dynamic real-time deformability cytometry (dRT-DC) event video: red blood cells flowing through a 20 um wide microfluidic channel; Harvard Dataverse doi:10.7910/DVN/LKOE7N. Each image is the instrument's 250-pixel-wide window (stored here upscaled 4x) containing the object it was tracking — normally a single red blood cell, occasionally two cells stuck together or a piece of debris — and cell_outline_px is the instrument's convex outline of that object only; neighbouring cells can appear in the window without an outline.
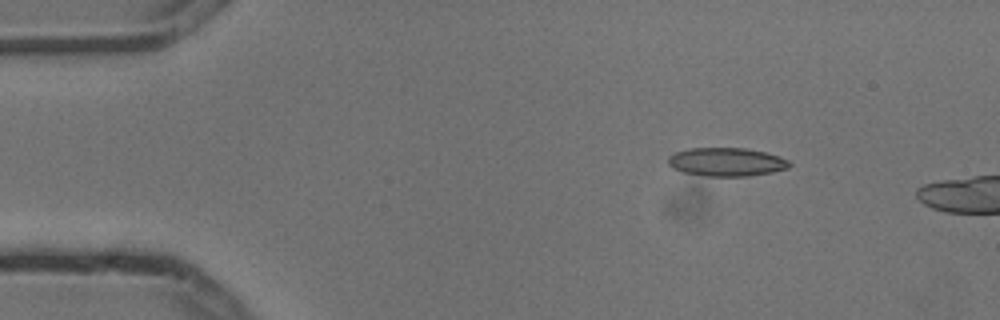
{"species": "common noctule bat (a hibernating species)", "species_latin": "Nyctalus noctula", "temperature_condition": "cold", "stored_images_in_passage": 3, "camera_frame_rate_fps": 3000, "um_per_image_px": 0.085, "animal": {"sex": "male", "body_mass_g": 13.3}, "frame": {"image": 1, "passage_image": 1, "time_ms": 0.0, "image_size_px": [1000, 320], "cell_outline_px": [[792, 164], [788, 168], [772, 172], [748, 176], [704, 176], [684, 172], [668, 164], [668, 156], [676, 152], [688, 148], [744, 148], [764, 152], [788, 160]], "centroid_in_image_um": [61.74, 13.76], "position_along_channel_um": 23.3, "area_um2": 19.94}}